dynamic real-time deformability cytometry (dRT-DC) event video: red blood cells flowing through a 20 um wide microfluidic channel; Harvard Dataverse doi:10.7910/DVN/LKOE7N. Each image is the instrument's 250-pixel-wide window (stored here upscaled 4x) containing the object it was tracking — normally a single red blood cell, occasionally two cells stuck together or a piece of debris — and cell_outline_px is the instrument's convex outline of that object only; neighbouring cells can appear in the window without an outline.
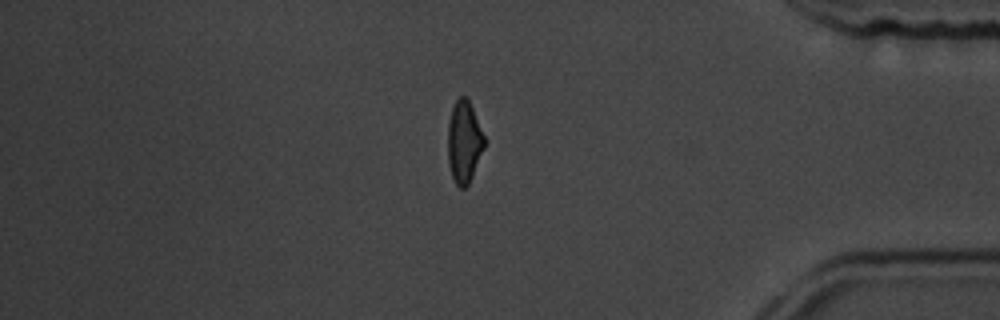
{"species": "common noctule bat (a hibernating species)", "species_latin": "Nyctalus noctula", "temperature_condition": "room temperature", "stored_images_in_passage": 17, "segment_of_instrument_passage": [2, 2], "camera_frame_rate_fps": 3000, "um_per_image_px": 0.085, "animal": {"sex": "male", "body_mass_g": 19.5, "forearm_length_mm": 54.6}, "frame": {"image": 1, "passage_image": 17, "time_ms": 18.333, "image_size_px": [1000, 320], "cell_outline_px": [[484, 148], [472, 176], [468, 184], [464, 188], [460, 188], [456, 184], [452, 176], [448, 164], [448, 120], [452, 108], [456, 100], [460, 96], [464, 96], [468, 100], [472, 108], [484, 136]], "centroid_in_image_um": [39.43, 12.07], "position_along_channel_um": 395.8, "area_um2": 17.22}}